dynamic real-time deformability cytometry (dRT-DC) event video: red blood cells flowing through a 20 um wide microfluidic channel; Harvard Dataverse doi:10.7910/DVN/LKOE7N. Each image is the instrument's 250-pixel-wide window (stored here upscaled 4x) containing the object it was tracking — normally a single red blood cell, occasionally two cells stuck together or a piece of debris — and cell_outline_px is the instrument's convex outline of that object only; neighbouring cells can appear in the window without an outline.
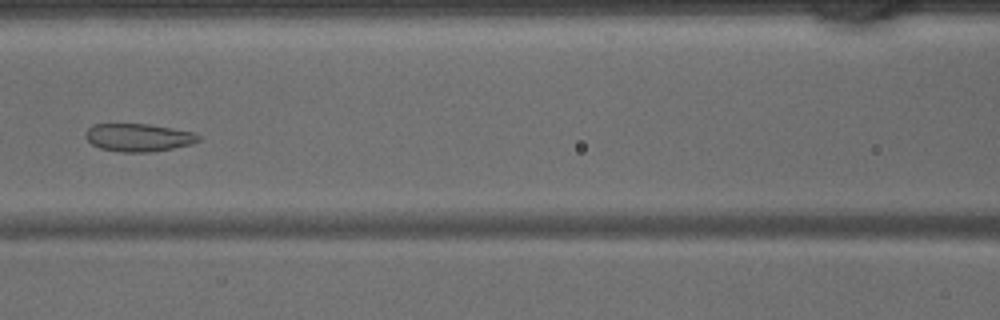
{"species": "common noctule bat (a hibernating species)", "species_latin": "Nyctalus noctula", "temperature_condition": "warm", "stored_images_in_passage": 25, "camera_frame_rate_fps": 3000, "um_per_image_px": 0.085, "animal": {"sex": "male", "body_mass_g": 15.6}, "frame": {"image": 1, "passage_image": 9, "time_ms": 2.667, "image_size_px": [1000, 320], "cell_outline_px": [[200, 140], [192, 144], [152, 152], [120, 152], [100, 148], [92, 144], [84, 136], [84, 132], [92, 124], [148, 124], [192, 132], [200, 136]], "centroid_in_image_um": [11.73, 11.69], "position_along_channel_um": 154.9, "area_um2": 18.32}}
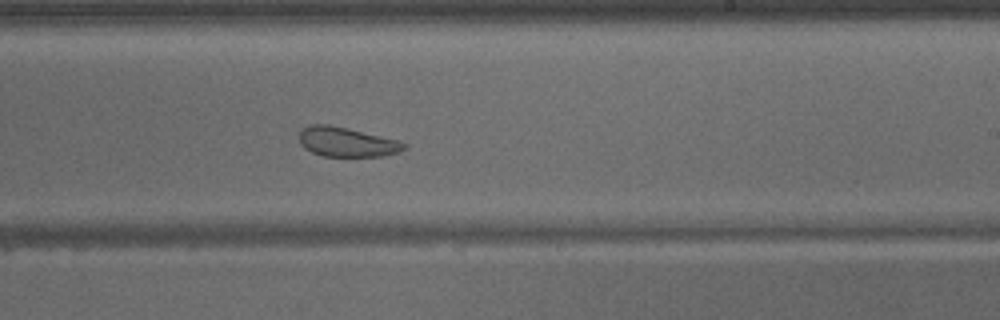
{"frame": {"image": 2, "passage_image": 16, "time_ms": 5.0, "image_size_px": [1000, 320], "cell_outline_px": [[408, 148], [400, 152], [380, 156], [324, 156], [312, 152], [304, 148], [300, 144], [300, 132], [304, 128], [312, 124], [328, 124], [396, 140], [408, 144]], "centroid_in_image_um": [29.48, 12.08], "position_along_channel_um": 259.5, "area_um2": 17.74}}
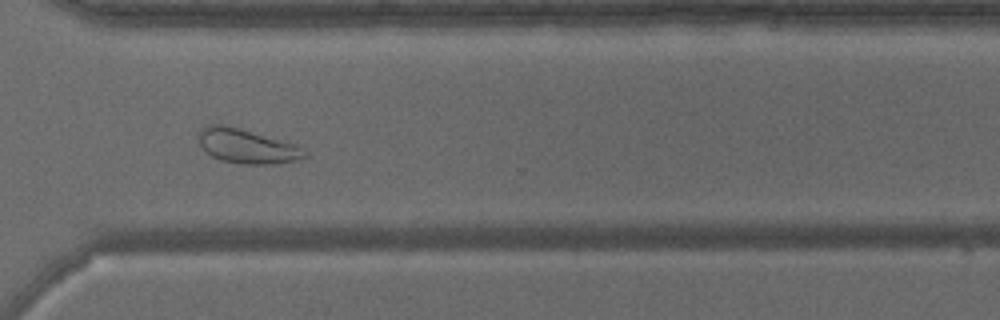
{"frame": {"image": 3, "passage_image": 22, "time_ms": 7.0, "image_size_px": [1000, 320], "cell_outline_px": [[308, 156], [276, 164], [244, 164], [220, 160], [212, 156], [200, 144], [196, 136], [196, 132], [204, 124], [224, 124], [240, 128], [296, 144], [308, 152]], "centroid_in_image_um": [20.93, 12.4], "position_along_channel_um": 349.7, "area_um2": 21.44}}